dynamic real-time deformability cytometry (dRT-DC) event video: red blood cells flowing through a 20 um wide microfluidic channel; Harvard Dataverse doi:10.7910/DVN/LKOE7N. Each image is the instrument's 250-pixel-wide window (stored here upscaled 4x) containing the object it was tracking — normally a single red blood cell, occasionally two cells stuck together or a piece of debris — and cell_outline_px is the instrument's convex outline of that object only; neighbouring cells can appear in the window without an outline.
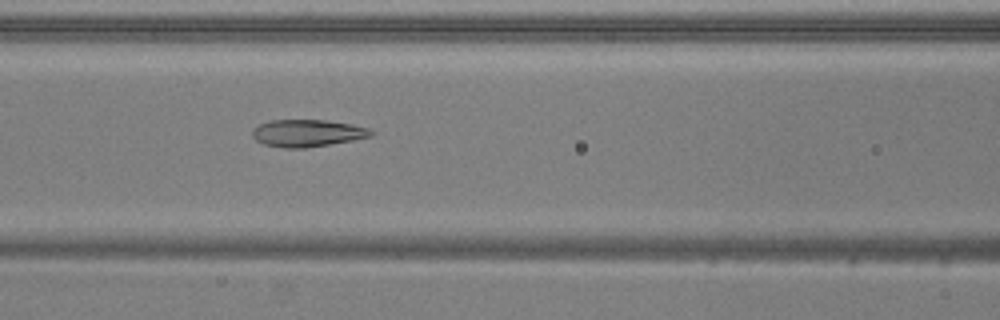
{"species": "common noctule bat (a hibernating species)", "species_latin": "Nyctalus noctula", "temperature_condition": "warm", "stored_images_in_passage": 51, "camera_frame_rate_fps": 3000, "um_per_image_px": 0.085, "animal": {"sex": "male", "body_mass_g": 20.5, "forearm_length_mm": 52.5}, "frame": {"image": 1, "passage_image": 21, "time_ms": 6.667, "image_size_px": [1000, 320], "cell_outline_px": [[376, 132], [372, 136], [352, 140], [304, 148], [284, 148], [264, 144], [256, 140], [252, 136], [252, 128], [260, 124], [272, 120], [324, 120], [352, 124], [368, 128]], "centroid_in_image_um": [26.12, 11.31], "position_along_channel_um": 140.5, "area_um2": 18.73}}
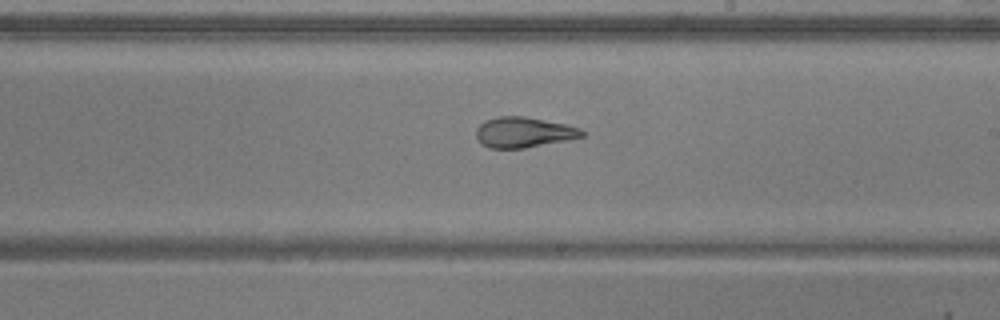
{"frame": {"image": 2, "passage_image": 29, "time_ms": 9.333, "image_size_px": [1000, 320], "cell_outline_px": [[584, 136], [524, 148], [488, 148], [480, 144], [476, 136], [476, 128], [484, 120], [496, 116], [524, 116], [564, 124], [580, 128], [584, 132]], "centroid_in_image_um": [44.44, 11.24], "position_along_channel_um": 244.6, "area_um2": 18.67}}
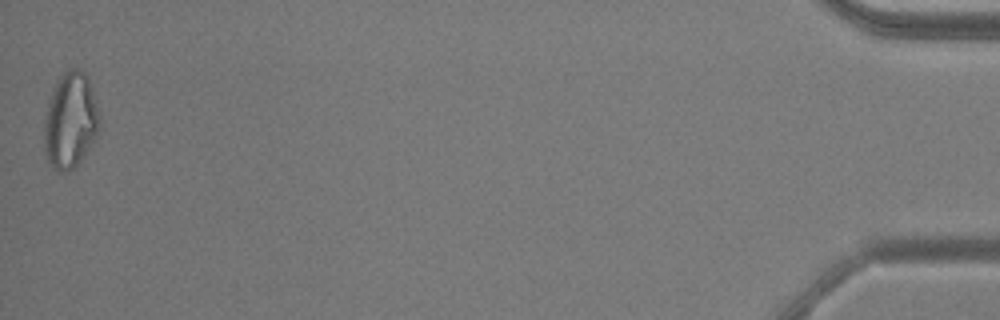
{"frame": {"image": 3, "passage_image": 51, "time_ms": 16.667, "image_size_px": [1000, 320], "cell_outline_px": [[100, 124], [96, 140], [76, 164], [72, 168], [64, 172], [60, 172], [48, 160], [44, 148], [44, 120], [48, 104], [56, 80], [64, 72], [72, 68], [80, 68], [88, 76], [96, 104], [100, 120]], "centroid_in_image_um": [5.99, 10.21], "position_along_channel_um": 429.2, "area_um2": 30.69}, "authors_computed_cell_mechanics": {"area_um2": 22.4264, "velocity_mm_per_s": 3.9076, "shape_relaxation_time_tau1_ms": 5.5899, "shape_relaxation_time_tau2_ms": 1.369, "deformation_change_tau1": 0.1869, "deformation_change_tau2": 0.0949}}